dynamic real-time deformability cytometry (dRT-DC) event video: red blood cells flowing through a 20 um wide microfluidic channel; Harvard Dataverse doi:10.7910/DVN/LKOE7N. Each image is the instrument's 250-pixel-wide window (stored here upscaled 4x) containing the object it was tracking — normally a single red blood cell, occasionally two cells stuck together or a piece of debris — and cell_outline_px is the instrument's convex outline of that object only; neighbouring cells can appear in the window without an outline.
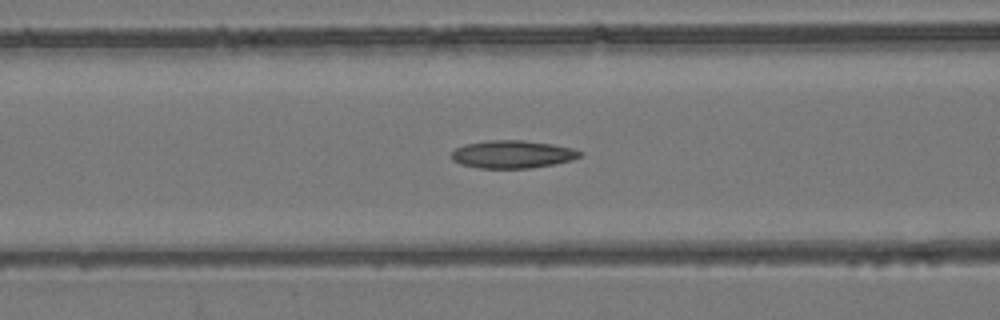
{"species": "common noctule bat (a hibernating species)", "species_latin": "Nyctalus noctula", "temperature_condition": "room temperature", "stored_images_in_passage": 44, "camera_frame_rate_fps": 3000, "um_per_image_px": 0.085, "animal": {"sex": "female", "body_mass_g": 24.6, "forearm_length_mm": 56.2}, "frame": {"image": 1, "passage_image": 13, "time_ms": 4.0, "image_size_px": [1000, 320], "cell_outline_px": [[584, 152], [580, 156], [572, 160], [552, 164], [528, 168], [480, 168], [460, 164], [452, 160], [452, 152], [456, 148], [464, 144], [492, 140], [524, 140], [552, 144], [572, 148]], "centroid_in_image_um": [43.55, 13.11], "position_along_channel_um": 123.0, "area_um2": 20.69}}
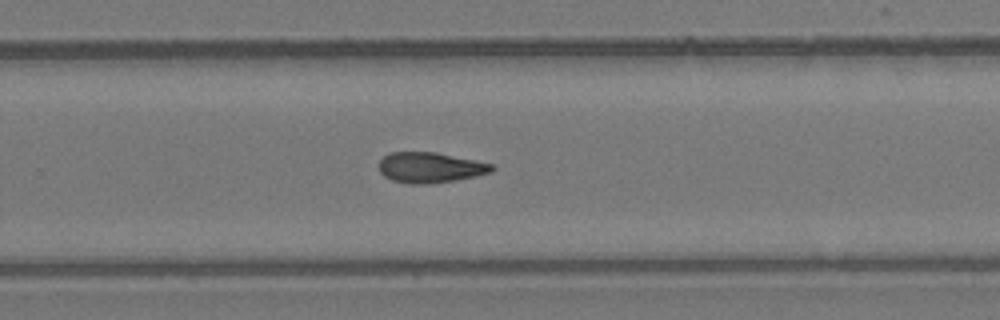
{"frame": {"image": 2, "passage_image": 26, "time_ms": 8.333, "image_size_px": [1000, 320], "cell_outline_px": [[496, 168], [492, 172], [476, 176], [456, 180], [432, 184], [408, 184], [392, 180], [384, 176], [380, 172], [380, 160], [384, 156], [392, 152], [436, 152], [496, 164]], "centroid_in_image_um": [36.62, 14.24], "position_along_channel_um": 293.2, "area_um2": 20.29}}
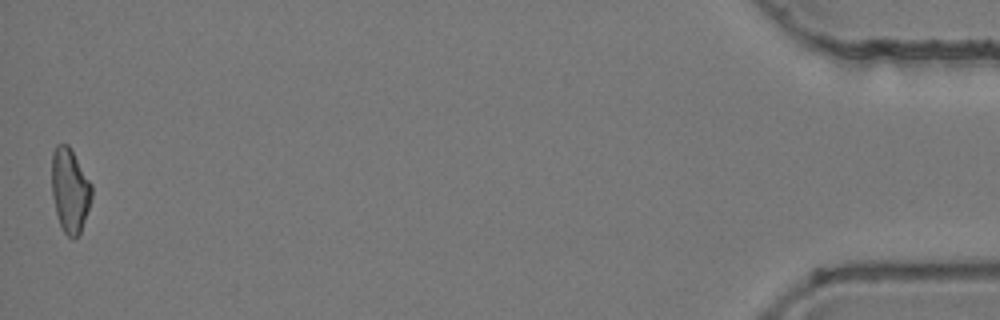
{"frame": {"image": 3, "passage_image": 44, "time_ms": 14.333, "image_size_px": [1000, 320], "cell_outline_px": [[92, 196], [80, 232], [72, 240], [64, 232], [60, 224], [56, 212], [52, 196], [52, 152], [56, 144], [68, 144], [92, 184]], "centroid_in_image_um": [5.93, 16.15], "position_along_channel_um": 429.3, "area_um2": 19.42}}